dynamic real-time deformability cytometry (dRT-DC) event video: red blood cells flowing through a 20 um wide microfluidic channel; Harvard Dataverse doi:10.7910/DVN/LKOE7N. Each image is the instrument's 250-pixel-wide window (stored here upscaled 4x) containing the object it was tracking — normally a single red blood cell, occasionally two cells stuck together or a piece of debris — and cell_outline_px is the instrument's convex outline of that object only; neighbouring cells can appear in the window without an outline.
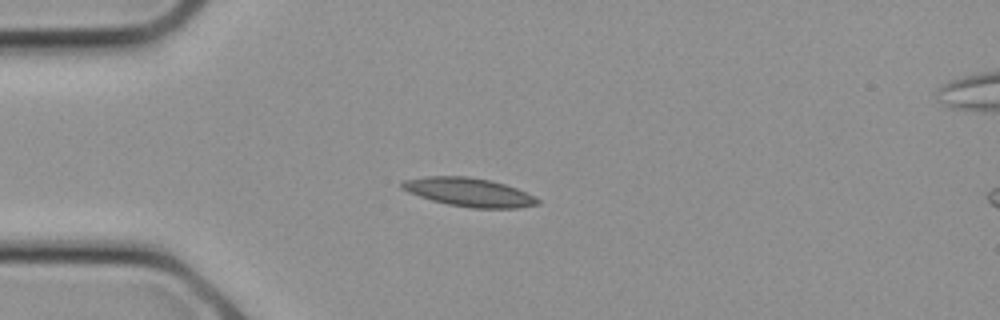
{"species": "common noctule bat (a hibernating species)", "species_latin": "Nyctalus noctula", "temperature_condition": "cold", "stored_images_in_passage": 15, "camera_frame_rate_fps": 3000, "um_per_image_px": 0.085, "animal": {"sex": "female", "body_mass_g": 21.9}, "frame": {"image": 1, "passage_image": 7, "time_ms": 2.0, "image_size_px": [1000, 320], "cell_outline_px": [[540, 204], [516, 208], [472, 208], [448, 204], [432, 200], [408, 192], [400, 188], [400, 184], [404, 180], [428, 176], [468, 176], [492, 180], [516, 188], [540, 200]], "centroid_in_image_um": [39.85, 16.33], "position_along_channel_um": 45.2, "area_um2": 22.48}}
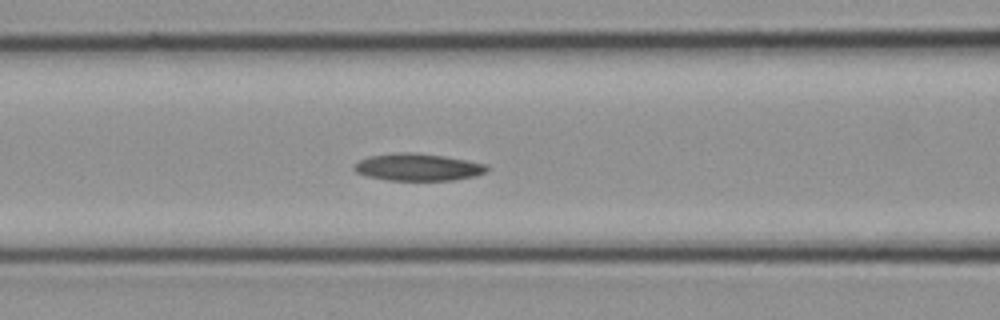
{"frame": {"image": 2, "passage_image": 11, "time_ms": 3.333, "image_size_px": [1000, 320], "cell_outline_px": [[488, 168], [484, 172], [476, 176], [452, 180], [388, 180], [368, 176], [356, 172], [352, 168], [352, 164], [368, 156], [396, 152], [416, 152], [444, 156], [484, 164]], "centroid_in_image_um": [35.45, 14.2], "position_along_channel_um": 131.2, "area_um2": 20.98}}
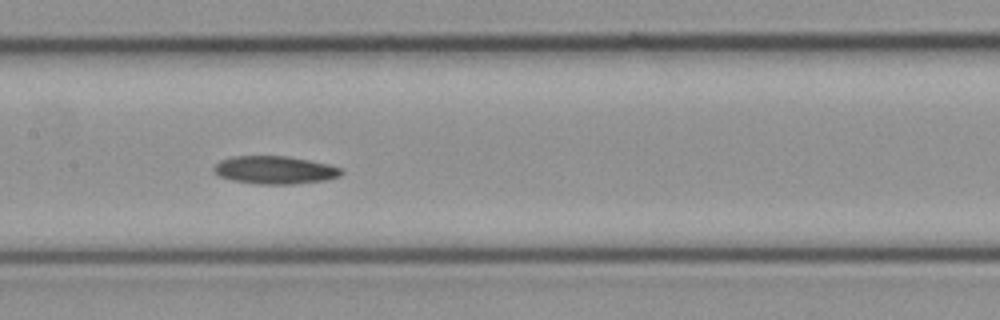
{"frame": {"image": 3, "passage_image": 13, "time_ms": 4.0, "image_size_px": [1000, 320], "cell_outline_px": [[344, 172], [340, 176], [328, 180], [292, 184], [256, 184], [232, 180], [220, 176], [212, 172], [212, 168], [220, 160], [232, 156], [284, 156], [308, 160], [328, 164], [340, 168]], "centroid_in_image_um": [23.34, 14.45], "position_along_channel_um": 184.1, "area_um2": 20.81}}